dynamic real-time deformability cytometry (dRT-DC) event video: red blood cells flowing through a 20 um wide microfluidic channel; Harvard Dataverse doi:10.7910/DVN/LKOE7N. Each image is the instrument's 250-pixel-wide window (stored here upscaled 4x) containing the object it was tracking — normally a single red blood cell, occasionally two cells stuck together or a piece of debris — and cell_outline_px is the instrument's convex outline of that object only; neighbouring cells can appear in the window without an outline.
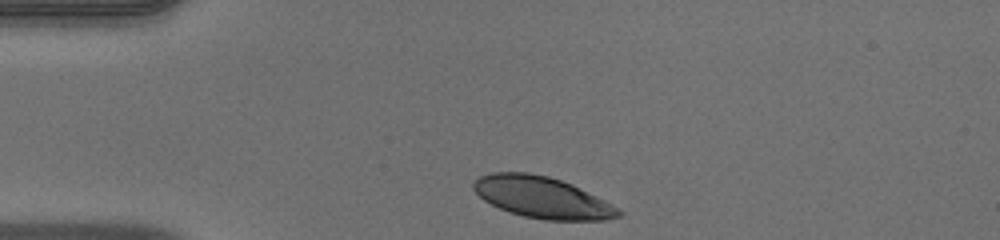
{"species": "human", "species_latin": "Homo sapiens", "temperature_condition": "warm", "stored_images_in_passage": 33, "camera_frame_rate_fps": 3000, "um_per_image_px": 0.085, "donor": {"sex": "male"}, "frame": {"image": 1, "passage_image": 1, "time_ms": 0.0, "image_size_px": [1000, 240], "cell_outline_px": [[624, 212], [620, 216], [604, 220], [544, 220], [524, 216], [508, 212], [484, 200], [472, 188], [472, 180], [480, 176], [492, 172], [528, 172], [548, 176], [572, 184], [612, 204]], "centroid_in_image_um": [46.07, 16.77], "position_along_channel_um": 38.9, "area_um2": 34.97}}
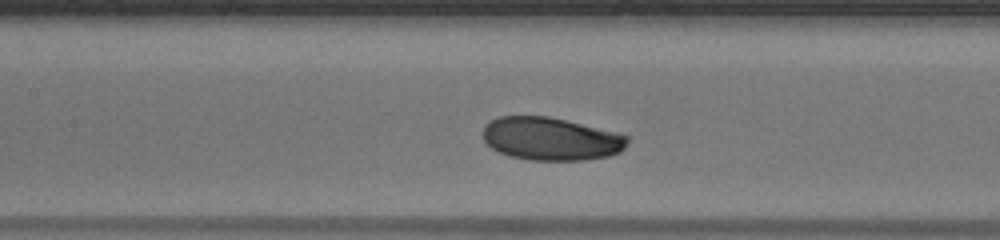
{"frame": {"image": 2, "passage_image": 13, "time_ms": 4.0, "image_size_px": [1000, 240], "cell_outline_px": [[632, 136], [624, 148], [620, 152], [608, 156], [588, 160], [528, 160], [512, 156], [500, 152], [492, 148], [484, 140], [484, 124], [500, 116], [548, 116], [616, 132]], "centroid_in_image_um": [46.86, 11.8], "position_along_channel_um": 160.5, "area_um2": 36.18}}
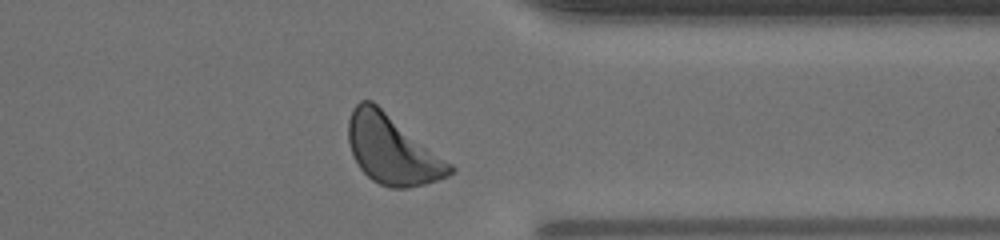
{"frame": {"image": 3, "passage_image": 30, "time_ms": 9.667, "image_size_px": [1000, 240], "cell_outline_px": [[456, 168], [448, 176], [424, 184], [408, 188], [392, 188], [380, 184], [372, 180], [360, 168], [352, 152], [348, 140], [348, 120], [352, 108], [360, 100], [372, 100], [452, 164]], "centroid_in_image_um": [33.32, 12.71], "position_along_channel_um": 378.1, "area_um2": 40.52}, "authors_computed_cell_mechanics": {"area_um2": 36.4718, "velocity_mm_per_s": 3.9313, "shape_relaxation_time_tau1_ms": 2.5602, "shape_relaxation_time_tau2_ms": null, "deformation_change_tau1": 0.1054, "deformation_change_tau2": null}}